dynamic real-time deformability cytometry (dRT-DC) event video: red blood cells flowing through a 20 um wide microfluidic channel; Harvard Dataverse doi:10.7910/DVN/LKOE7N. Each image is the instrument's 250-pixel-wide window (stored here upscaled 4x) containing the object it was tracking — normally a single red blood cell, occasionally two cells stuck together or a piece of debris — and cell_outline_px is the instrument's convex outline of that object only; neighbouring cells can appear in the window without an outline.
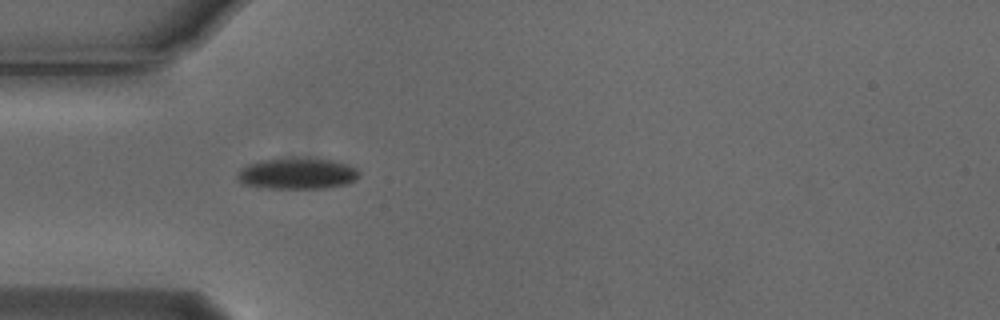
{"species": "Egyptian fruit bat (a non-hibernating species)", "species_latin": "Rousettus aegyptiacus", "temperature_condition": "cold", "stored_images_in_passage": 4, "camera_frame_rate_fps": 3000, "um_per_image_px": 0.085, "animal": {"sex": "male"}, "frame": {"image": 1, "passage_image": 1, "time_ms": 0.0, "image_size_px": [1000, 320], "cell_outline_px": [[360, 176], [348, 184], [324, 188], [260, 188], [240, 184], [236, 176], [240, 168], [248, 164], [260, 160], [336, 160], [348, 164], [356, 168], [360, 172]], "centroid_in_image_um": [25.25, 14.79], "position_along_channel_um": 59.8, "area_um2": 21.85}}
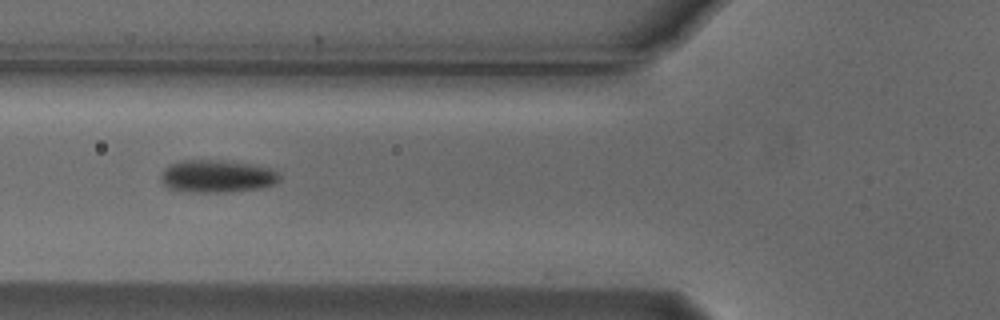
{"frame": {"image": 2, "passage_image": 2, "time_ms": 0.333, "image_size_px": [1000, 320], "cell_outline_px": [[280, 180], [276, 184], [260, 188], [228, 192], [200, 192], [168, 188], [160, 180], [160, 176], [164, 168], [168, 164], [184, 160], [224, 160], [272, 168], [280, 176]], "centroid_in_image_um": [18.44, 14.97], "position_along_channel_um": 107.4, "area_um2": 22.54}}
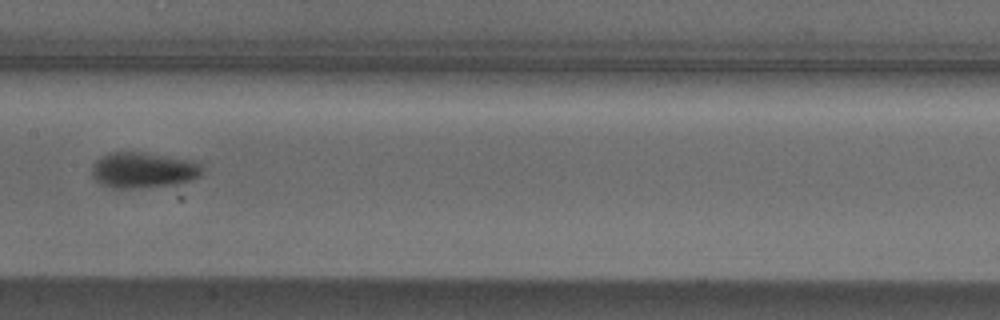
{"frame": {"image": 3, "passage_image": 4, "time_ms": 1.0, "image_size_px": [1000, 320], "cell_outline_px": [[200, 176], [192, 180], [176, 184], [132, 188], [112, 188], [100, 184], [92, 176], [92, 164], [100, 156], [112, 152], [140, 152], [192, 160], [200, 164]], "centroid_in_image_um": [12.13, 14.46], "position_along_channel_um": 195.3, "area_um2": 22.83}}